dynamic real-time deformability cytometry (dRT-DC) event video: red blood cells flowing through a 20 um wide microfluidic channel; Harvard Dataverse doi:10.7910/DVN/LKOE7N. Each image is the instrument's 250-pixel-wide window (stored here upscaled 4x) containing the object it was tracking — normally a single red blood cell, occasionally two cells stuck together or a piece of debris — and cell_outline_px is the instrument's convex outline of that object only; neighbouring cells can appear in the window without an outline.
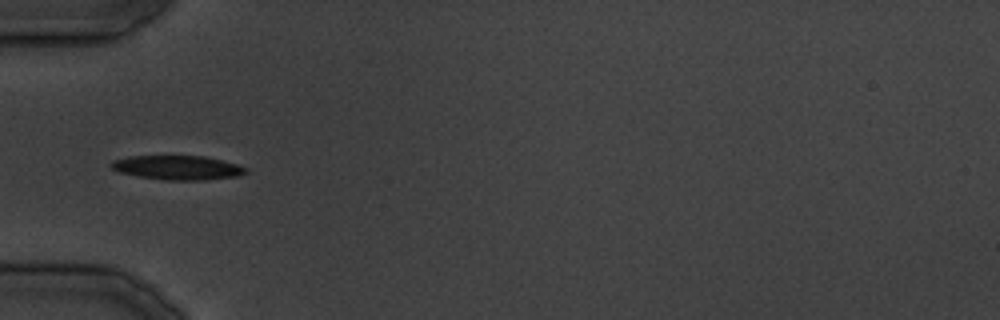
{"species": "common noctule bat (a hibernating species)", "species_latin": "Nyctalus noctula", "temperature_condition": "cold", "stored_images_in_passage": 25, "camera_frame_rate_fps": 3000, "um_per_image_px": 0.085, "animal": {"sex": "male", "body_mass_g": 19.5, "forearm_length_mm": 54.6}, "frame": {"image": 1, "passage_image": 1, "time_ms": 0.0, "image_size_px": [1000, 320], "cell_outline_px": [[248, 172], [236, 176], [204, 180], [164, 180], [136, 176], [120, 172], [112, 168], [108, 164], [112, 160], [128, 156], [204, 156], [236, 164], [248, 168]], "centroid_in_image_um": [15.05, 14.25], "position_along_channel_um": 69.9, "area_um2": 19.02}}
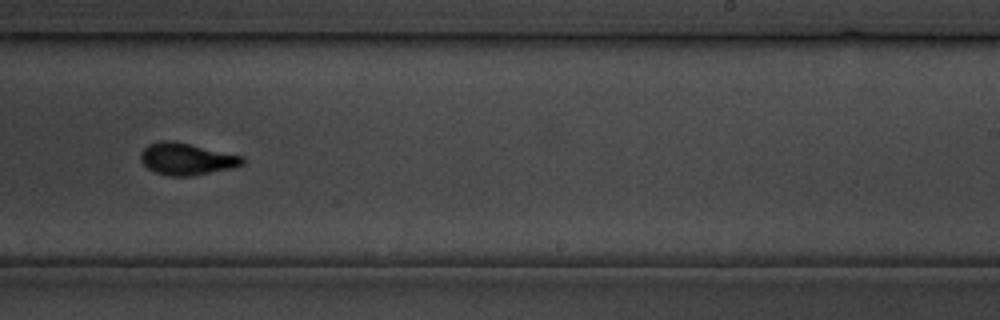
{"frame": {"image": 2, "passage_image": 12, "time_ms": 13.333, "image_size_px": [1000, 320], "cell_outline_px": [[244, 164], [232, 168], [192, 176], [172, 176], [156, 172], [148, 168], [140, 160], [140, 152], [148, 144], [160, 140], [172, 140], [244, 156]], "centroid_in_image_um": [15.86, 13.5], "position_along_channel_um": 273.1, "area_um2": 18.96}}
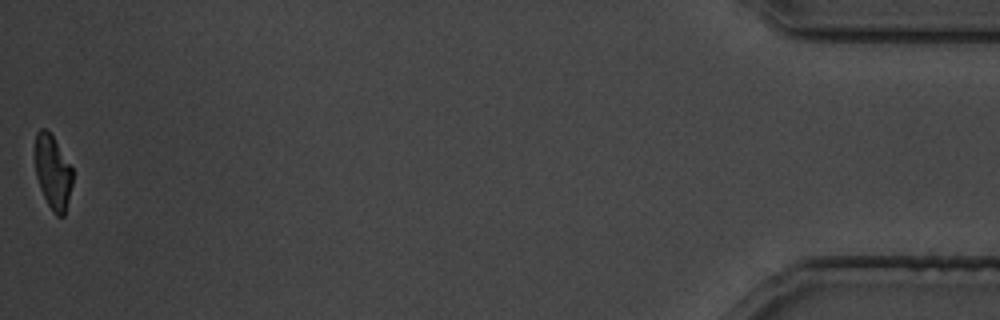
{"frame": {"image": 3, "passage_image": 25, "time_ms": 29.333, "image_size_px": [1000, 320], "cell_outline_px": [[72, 184], [64, 216], [56, 216], [52, 212], [40, 188], [36, 176], [36, 132], [40, 128], [44, 128], [52, 136], [72, 168]], "centroid_in_image_um": [4.49, 14.67], "position_along_channel_um": 430.7, "area_um2": 15.78}}